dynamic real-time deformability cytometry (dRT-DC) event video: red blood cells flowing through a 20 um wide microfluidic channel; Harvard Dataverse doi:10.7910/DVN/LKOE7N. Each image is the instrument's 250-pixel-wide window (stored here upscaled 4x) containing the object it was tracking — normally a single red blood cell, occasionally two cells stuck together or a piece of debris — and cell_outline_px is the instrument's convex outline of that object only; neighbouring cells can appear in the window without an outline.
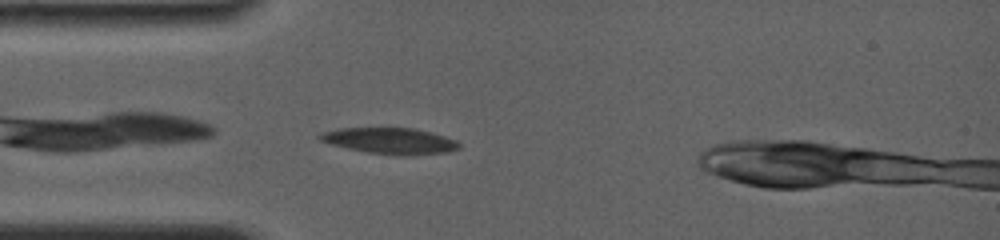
{"species": "common noctule bat (a hibernating species)", "species_latin": "Nyctalus noctula", "temperature_condition": "room temperature", "stored_images_in_passage": 4, "camera_frame_rate_fps": 4000, "um_per_image_px": 0.085, "animal": {"sex": "female", "body_mass_g": 19.0, "forearm_length_mm": 56.7}, "frame": {"image": 1, "passage_image": 2, "time_ms": 0.5, "image_size_px": [1000, 240], "cell_outline_px": [[460, 148], [448, 152], [404, 156], [368, 152], [348, 148], [332, 144], [320, 140], [316, 136], [324, 132], [340, 128], [412, 128], [444, 136], [456, 140], [460, 144]], "centroid_in_image_um": [33.18, 11.98], "position_along_channel_um": 51.8, "area_um2": 20.92}}
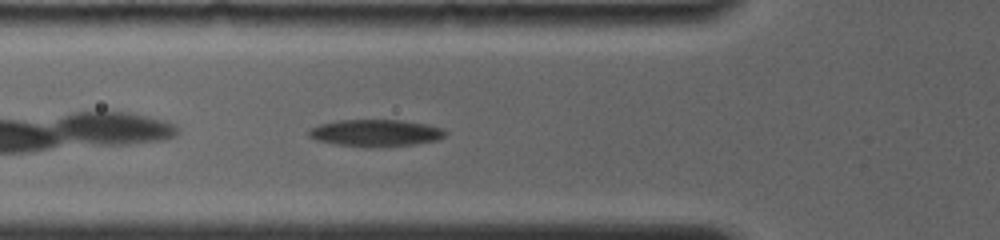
{"frame": {"image": 2, "passage_image": 4, "time_ms": 1.75, "image_size_px": [1000, 240], "cell_outline_px": [[444, 136], [436, 140], [412, 144], [380, 148], [368, 148], [336, 144], [316, 140], [308, 136], [308, 132], [312, 128], [320, 124], [340, 120], [400, 120], [428, 124], [440, 128], [444, 132]], "centroid_in_image_um": [31.89, 11.31], "position_along_channel_um": 93.9, "area_um2": 21.39}}